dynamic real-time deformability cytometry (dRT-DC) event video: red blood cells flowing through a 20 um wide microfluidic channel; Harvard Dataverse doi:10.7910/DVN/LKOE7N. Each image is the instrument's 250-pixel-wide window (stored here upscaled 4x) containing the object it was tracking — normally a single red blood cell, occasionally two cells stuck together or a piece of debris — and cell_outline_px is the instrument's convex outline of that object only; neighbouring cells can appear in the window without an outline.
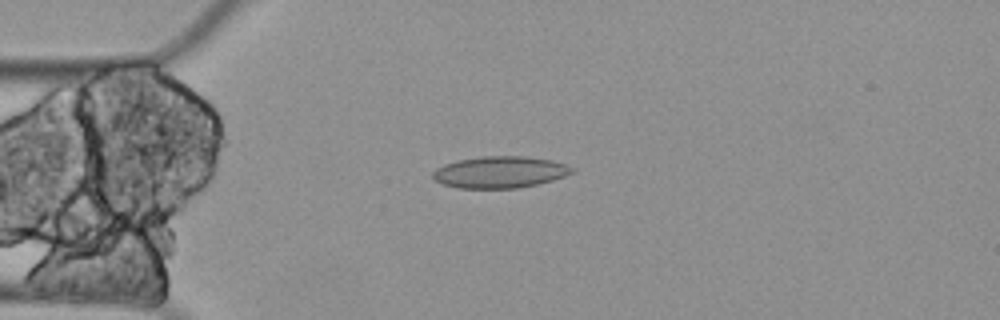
{"species": "Egyptian fruit bat (a non-hibernating species)", "species_latin": "Rousettus aegyptiacus", "temperature_condition": "cold", "stored_images_in_passage": 5, "camera_frame_rate_fps": 3000, "um_per_image_px": 0.085, "animal": {"sex": "female"}, "frame": {"image": 1, "passage_image": 2, "time_ms": 0.333, "image_size_px": [1000, 320], "cell_outline_px": [[576, 172], [552, 180], [520, 188], [460, 188], [444, 184], [436, 180], [432, 176], [432, 172], [436, 168], [444, 164], [456, 160], [480, 156], [524, 156], [552, 160], [576, 168]], "centroid_in_image_um": [42.51, 14.62], "position_along_channel_um": 42.5, "area_um2": 25.78}}
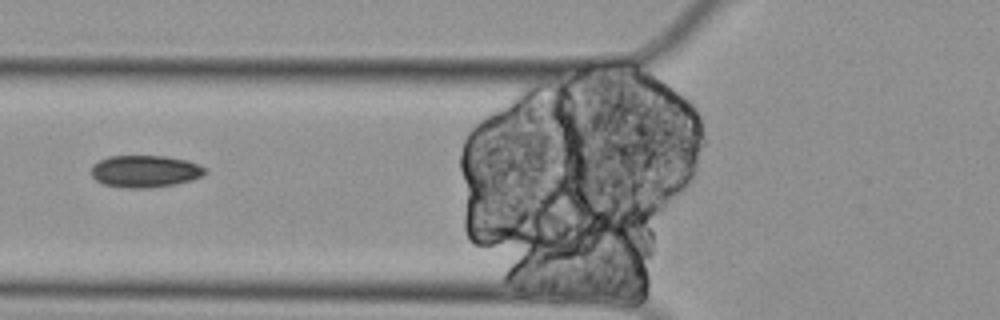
{"frame": {"image": 2, "passage_image": 4, "time_ms": 1.0, "image_size_px": [1000, 320], "cell_outline_px": [[208, 172], [192, 180], [176, 184], [148, 188], [128, 188], [104, 184], [96, 180], [92, 176], [92, 164], [108, 156], [164, 156], [188, 160], [200, 164]], "centroid_in_image_um": [12.34, 14.55], "position_along_channel_um": 113.5, "area_um2": 21.33}}
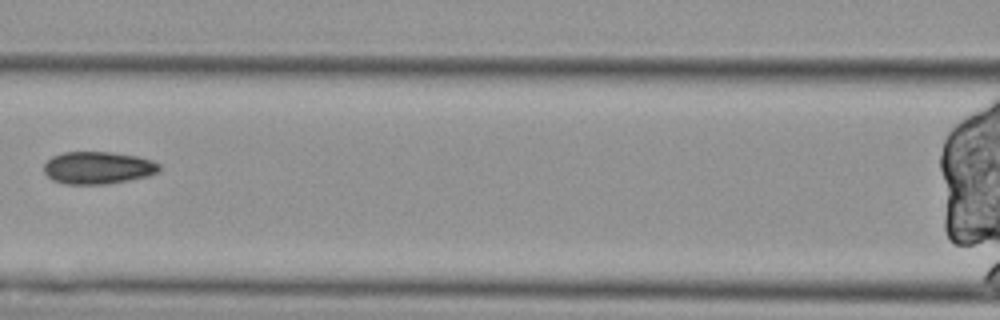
{"frame": {"image": 3, "passage_image": 5, "time_ms": 1.333, "image_size_px": [1000, 320], "cell_outline_px": [[160, 172], [148, 176], [108, 184], [64, 184], [52, 180], [44, 172], [44, 164], [52, 156], [64, 152], [112, 152], [136, 156], [152, 160], [160, 164]], "centroid_in_image_um": [8.33, 14.26], "position_along_channel_um": 158.3, "area_um2": 21.91}}